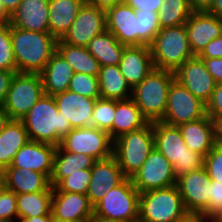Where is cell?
Listing matches in <instances>:
<instances>
[{
	"label": "cell",
	"instance_id": "cell-1",
	"mask_svg": "<svg viewBox=\"0 0 222 222\" xmlns=\"http://www.w3.org/2000/svg\"><path fill=\"white\" fill-rule=\"evenodd\" d=\"M29 140L59 146L73 129L70 122L58 111L53 96L43 95L21 119Z\"/></svg>",
	"mask_w": 222,
	"mask_h": 222
},
{
	"label": "cell",
	"instance_id": "cell-2",
	"mask_svg": "<svg viewBox=\"0 0 222 222\" xmlns=\"http://www.w3.org/2000/svg\"><path fill=\"white\" fill-rule=\"evenodd\" d=\"M17 72L41 73L56 51L57 39L49 32H36L10 26Z\"/></svg>",
	"mask_w": 222,
	"mask_h": 222
},
{
	"label": "cell",
	"instance_id": "cell-3",
	"mask_svg": "<svg viewBox=\"0 0 222 222\" xmlns=\"http://www.w3.org/2000/svg\"><path fill=\"white\" fill-rule=\"evenodd\" d=\"M153 131L154 147L173 165L176 178L204 166V157L185 145L178 126L156 121Z\"/></svg>",
	"mask_w": 222,
	"mask_h": 222
},
{
	"label": "cell",
	"instance_id": "cell-4",
	"mask_svg": "<svg viewBox=\"0 0 222 222\" xmlns=\"http://www.w3.org/2000/svg\"><path fill=\"white\" fill-rule=\"evenodd\" d=\"M175 73L168 70H153L133 88L132 99L148 122L161 121L167 107L170 85Z\"/></svg>",
	"mask_w": 222,
	"mask_h": 222
},
{
	"label": "cell",
	"instance_id": "cell-5",
	"mask_svg": "<svg viewBox=\"0 0 222 222\" xmlns=\"http://www.w3.org/2000/svg\"><path fill=\"white\" fill-rule=\"evenodd\" d=\"M150 49L154 68L172 72L194 57L188 43L185 24L161 28Z\"/></svg>",
	"mask_w": 222,
	"mask_h": 222
},
{
	"label": "cell",
	"instance_id": "cell-6",
	"mask_svg": "<svg viewBox=\"0 0 222 222\" xmlns=\"http://www.w3.org/2000/svg\"><path fill=\"white\" fill-rule=\"evenodd\" d=\"M154 148L153 123L121 135L113 141V156L123 174L131 178L137 172Z\"/></svg>",
	"mask_w": 222,
	"mask_h": 222
},
{
	"label": "cell",
	"instance_id": "cell-7",
	"mask_svg": "<svg viewBox=\"0 0 222 222\" xmlns=\"http://www.w3.org/2000/svg\"><path fill=\"white\" fill-rule=\"evenodd\" d=\"M186 211L177 185L139 195V221L173 222Z\"/></svg>",
	"mask_w": 222,
	"mask_h": 222
},
{
	"label": "cell",
	"instance_id": "cell-8",
	"mask_svg": "<svg viewBox=\"0 0 222 222\" xmlns=\"http://www.w3.org/2000/svg\"><path fill=\"white\" fill-rule=\"evenodd\" d=\"M139 195L131 179L126 178L93 206V214L124 222H137L139 220Z\"/></svg>",
	"mask_w": 222,
	"mask_h": 222
},
{
	"label": "cell",
	"instance_id": "cell-9",
	"mask_svg": "<svg viewBox=\"0 0 222 222\" xmlns=\"http://www.w3.org/2000/svg\"><path fill=\"white\" fill-rule=\"evenodd\" d=\"M44 95L39 73H15L3 109L10 119L20 120Z\"/></svg>",
	"mask_w": 222,
	"mask_h": 222
},
{
	"label": "cell",
	"instance_id": "cell-10",
	"mask_svg": "<svg viewBox=\"0 0 222 222\" xmlns=\"http://www.w3.org/2000/svg\"><path fill=\"white\" fill-rule=\"evenodd\" d=\"M207 115L206 104L194 96L185 86L174 79L170 85L167 107L162 122L180 126Z\"/></svg>",
	"mask_w": 222,
	"mask_h": 222
},
{
	"label": "cell",
	"instance_id": "cell-11",
	"mask_svg": "<svg viewBox=\"0 0 222 222\" xmlns=\"http://www.w3.org/2000/svg\"><path fill=\"white\" fill-rule=\"evenodd\" d=\"M64 151L82 153L95 160L113 155V140L109 133L96 127L72 129L59 145Z\"/></svg>",
	"mask_w": 222,
	"mask_h": 222
},
{
	"label": "cell",
	"instance_id": "cell-12",
	"mask_svg": "<svg viewBox=\"0 0 222 222\" xmlns=\"http://www.w3.org/2000/svg\"><path fill=\"white\" fill-rule=\"evenodd\" d=\"M130 179L139 193L168 188L177 183L173 165L155 147Z\"/></svg>",
	"mask_w": 222,
	"mask_h": 222
},
{
	"label": "cell",
	"instance_id": "cell-13",
	"mask_svg": "<svg viewBox=\"0 0 222 222\" xmlns=\"http://www.w3.org/2000/svg\"><path fill=\"white\" fill-rule=\"evenodd\" d=\"M105 30H107L105 10L84 2L73 24L61 40L72 46L87 47L93 37Z\"/></svg>",
	"mask_w": 222,
	"mask_h": 222
},
{
	"label": "cell",
	"instance_id": "cell-14",
	"mask_svg": "<svg viewBox=\"0 0 222 222\" xmlns=\"http://www.w3.org/2000/svg\"><path fill=\"white\" fill-rule=\"evenodd\" d=\"M175 79L194 96L207 104L215 89L216 82L198 56L186 60L175 72Z\"/></svg>",
	"mask_w": 222,
	"mask_h": 222
},
{
	"label": "cell",
	"instance_id": "cell-15",
	"mask_svg": "<svg viewBox=\"0 0 222 222\" xmlns=\"http://www.w3.org/2000/svg\"><path fill=\"white\" fill-rule=\"evenodd\" d=\"M186 211L202 212L209 204L211 179L205 168L177 178L176 183Z\"/></svg>",
	"mask_w": 222,
	"mask_h": 222
},
{
	"label": "cell",
	"instance_id": "cell-16",
	"mask_svg": "<svg viewBox=\"0 0 222 222\" xmlns=\"http://www.w3.org/2000/svg\"><path fill=\"white\" fill-rule=\"evenodd\" d=\"M188 43L194 56L222 34V18L207 11H193L185 23Z\"/></svg>",
	"mask_w": 222,
	"mask_h": 222
},
{
	"label": "cell",
	"instance_id": "cell-17",
	"mask_svg": "<svg viewBox=\"0 0 222 222\" xmlns=\"http://www.w3.org/2000/svg\"><path fill=\"white\" fill-rule=\"evenodd\" d=\"M51 213L53 219L60 222H89L93 216V205L84 194L53 192Z\"/></svg>",
	"mask_w": 222,
	"mask_h": 222
},
{
	"label": "cell",
	"instance_id": "cell-18",
	"mask_svg": "<svg viewBox=\"0 0 222 222\" xmlns=\"http://www.w3.org/2000/svg\"><path fill=\"white\" fill-rule=\"evenodd\" d=\"M126 178L113 155L96 160L91 168V181L87 190L90 203L94 206L108 191Z\"/></svg>",
	"mask_w": 222,
	"mask_h": 222
},
{
	"label": "cell",
	"instance_id": "cell-19",
	"mask_svg": "<svg viewBox=\"0 0 222 222\" xmlns=\"http://www.w3.org/2000/svg\"><path fill=\"white\" fill-rule=\"evenodd\" d=\"M56 148L51 144L29 140L18 150L9 167L30 169L45 174L50 179Z\"/></svg>",
	"mask_w": 222,
	"mask_h": 222
},
{
	"label": "cell",
	"instance_id": "cell-20",
	"mask_svg": "<svg viewBox=\"0 0 222 222\" xmlns=\"http://www.w3.org/2000/svg\"><path fill=\"white\" fill-rule=\"evenodd\" d=\"M106 12V29L125 46H138V25L135 9L126 3L109 7Z\"/></svg>",
	"mask_w": 222,
	"mask_h": 222
},
{
	"label": "cell",
	"instance_id": "cell-21",
	"mask_svg": "<svg viewBox=\"0 0 222 222\" xmlns=\"http://www.w3.org/2000/svg\"><path fill=\"white\" fill-rule=\"evenodd\" d=\"M58 111L66 118L73 129L92 127V113L95 98H89L67 90L53 96Z\"/></svg>",
	"mask_w": 222,
	"mask_h": 222
},
{
	"label": "cell",
	"instance_id": "cell-22",
	"mask_svg": "<svg viewBox=\"0 0 222 222\" xmlns=\"http://www.w3.org/2000/svg\"><path fill=\"white\" fill-rule=\"evenodd\" d=\"M185 145L205 157L218 141V123L209 116L179 126Z\"/></svg>",
	"mask_w": 222,
	"mask_h": 222
},
{
	"label": "cell",
	"instance_id": "cell-23",
	"mask_svg": "<svg viewBox=\"0 0 222 222\" xmlns=\"http://www.w3.org/2000/svg\"><path fill=\"white\" fill-rule=\"evenodd\" d=\"M49 0H22L12 13L10 26L36 32H49Z\"/></svg>",
	"mask_w": 222,
	"mask_h": 222
},
{
	"label": "cell",
	"instance_id": "cell-24",
	"mask_svg": "<svg viewBox=\"0 0 222 222\" xmlns=\"http://www.w3.org/2000/svg\"><path fill=\"white\" fill-rule=\"evenodd\" d=\"M119 68L129 85L134 88L154 68L150 46H126Z\"/></svg>",
	"mask_w": 222,
	"mask_h": 222
},
{
	"label": "cell",
	"instance_id": "cell-25",
	"mask_svg": "<svg viewBox=\"0 0 222 222\" xmlns=\"http://www.w3.org/2000/svg\"><path fill=\"white\" fill-rule=\"evenodd\" d=\"M5 188L15 194L53 191L50 179L26 168L7 167L4 170Z\"/></svg>",
	"mask_w": 222,
	"mask_h": 222
},
{
	"label": "cell",
	"instance_id": "cell-26",
	"mask_svg": "<svg viewBox=\"0 0 222 222\" xmlns=\"http://www.w3.org/2000/svg\"><path fill=\"white\" fill-rule=\"evenodd\" d=\"M74 70L56 50L40 73L44 94L54 96L68 90Z\"/></svg>",
	"mask_w": 222,
	"mask_h": 222
},
{
	"label": "cell",
	"instance_id": "cell-27",
	"mask_svg": "<svg viewBox=\"0 0 222 222\" xmlns=\"http://www.w3.org/2000/svg\"><path fill=\"white\" fill-rule=\"evenodd\" d=\"M85 0H49V33L60 40L68 32Z\"/></svg>",
	"mask_w": 222,
	"mask_h": 222
},
{
	"label": "cell",
	"instance_id": "cell-28",
	"mask_svg": "<svg viewBox=\"0 0 222 222\" xmlns=\"http://www.w3.org/2000/svg\"><path fill=\"white\" fill-rule=\"evenodd\" d=\"M29 141L28 133L21 120L10 119L0 132V169L12 164L18 150Z\"/></svg>",
	"mask_w": 222,
	"mask_h": 222
},
{
	"label": "cell",
	"instance_id": "cell-29",
	"mask_svg": "<svg viewBox=\"0 0 222 222\" xmlns=\"http://www.w3.org/2000/svg\"><path fill=\"white\" fill-rule=\"evenodd\" d=\"M148 121L142 116L135 101L130 98L126 100H115V115L112 124V140L121 135L144 127Z\"/></svg>",
	"mask_w": 222,
	"mask_h": 222
},
{
	"label": "cell",
	"instance_id": "cell-30",
	"mask_svg": "<svg viewBox=\"0 0 222 222\" xmlns=\"http://www.w3.org/2000/svg\"><path fill=\"white\" fill-rule=\"evenodd\" d=\"M98 82L100 98L115 100L132 98L133 88L122 75L119 65L100 67Z\"/></svg>",
	"mask_w": 222,
	"mask_h": 222
},
{
	"label": "cell",
	"instance_id": "cell-31",
	"mask_svg": "<svg viewBox=\"0 0 222 222\" xmlns=\"http://www.w3.org/2000/svg\"><path fill=\"white\" fill-rule=\"evenodd\" d=\"M95 161L94 158L88 155L64 151L60 146H57L54 154L53 173L50 178L51 186L54 188L71 173L92 168Z\"/></svg>",
	"mask_w": 222,
	"mask_h": 222
},
{
	"label": "cell",
	"instance_id": "cell-32",
	"mask_svg": "<svg viewBox=\"0 0 222 222\" xmlns=\"http://www.w3.org/2000/svg\"><path fill=\"white\" fill-rule=\"evenodd\" d=\"M125 47L111 32L105 30L89 41L87 50L97 59L100 66L103 67L119 65Z\"/></svg>",
	"mask_w": 222,
	"mask_h": 222
},
{
	"label": "cell",
	"instance_id": "cell-33",
	"mask_svg": "<svg viewBox=\"0 0 222 222\" xmlns=\"http://www.w3.org/2000/svg\"><path fill=\"white\" fill-rule=\"evenodd\" d=\"M56 50L71 65L74 72L98 77L101 66L97 59L89 53L87 47L72 46L60 39L57 40Z\"/></svg>",
	"mask_w": 222,
	"mask_h": 222
},
{
	"label": "cell",
	"instance_id": "cell-34",
	"mask_svg": "<svg viewBox=\"0 0 222 222\" xmlns=\"http://www.w3.org/2000/svg\"><path fill=\"white\" fill-rule=\"evenodd\" d=\"M53 191L16 194L19 218L52 215L51 200Z\"/></svg>",
	"mask_w": 222,
	"mask_h": 222
},
{
	"label": "cell",
	"instance_id": "cell-35",
	"mask_svg": "<svg viewBox=\"0 0 222 222\" xmlns=\"http://www.w3.org/2000/svg\"><path fill=\"white\" fill-rule=\"evenodd\" d=\"M193 12L190 0H163L158 18L160 27H176L186 23Z\"/></svg>",
	"mask_w": 222,
	"mask_h": 222
},
{
	"label": "cell",
	"instance_id": "cell-36",
	"mask_svg": "<svg viewBox=\"0 0 222 222\" xmlns=\"http://www.w3.org/2000/svg\"><path fill=\"white\" fill-rule=\"evenodd\" d=\"M138 25V46H150L160 31V22L157 12L135 10Z\"/></svg>",
	"mask_w": 222,
	"mask_h": 222
},
{
	"label": "cell",
	"instance_id": "cell-37",
	"mask_svg": "<svg viewBox=\"0 0 222 222\" xmlns=\"http://www.w3.org/2000/svg\"><path fill=\"white\" fill-rule=\"evenodd\" d=\"M114 115L115 99H96L92 113V127H96L109 133L112 138Z\"/></svg>",
	"mask_w": 222,
	"mask_h": 222
},
{
	"label": "cell",
	"instance_id": "cell-38",
	"mask_svg": "<svg viewBox=\"0 0 222 222\" xmlns=\"http://www.w3.org/2000/svg\"><path fill=\"white\" fill-rule=\"evenodd\" d=\"M91 181V168L82 169L80 172L71 173L63 178L54 188L53 192H72L87 195Z\"/></svg>",
	"mask_w": 222,
	"mask_h": 222
},
{
	"label": "cell",
	"instance_id": "cell-39",
	"mask_svg": "<svg viewBox=\"0 0 222 222\" xmlns=\"http://www.w3.org/2000/svg\"><path fill=\"white\" fill-rule=\"evenodd\" d=\"M68 90L89 98H100L98 77L85 73L75 72L70 80Z\"/></svg>",
	"mask_w": 222,
	"mask_h": 222
},
{
	"label": "cell",
	"instance_id": "cell-40",
	"mask_svg": "<svg viewBox=\"0 0 222 222\" xmlns=\"http://www.w3.org/2000/svg\"><path fill=\"white\" fill-rule=\"evenodd\" d=\"M0 70L17 71L11 42L10 24H0Z\"/></svg>",
	"mask_w": 222,
	"mask_h": 222
},
{
	"label": "cell",
	"instance_id": "cell-41",
	"mask_svg": "<svg viewBox=\"0 0 222 222\" xmlns=\"http://www.w3.org/2000/svg\"><path fill=\"white\" fill-rule=\"evenodd\" d=\"M211 180L222 182V142L217 141L212 150L204 157V166Z\"/></svg>",
	"mask_w": 222,
	"mask_h": 222
},
{
	"label": "cell",
	"instance_id": "cell-42",
	"mask_svg": "<svg viewBox=\"0 0 222 222\" xmlns=\"http://www.w3.org/2000/svg\"><path fill=\"white\" fill-rule=\"evenodd\" d=\"M0 219L18 220L16 194L6 188L0 194Z\"/></svg>",
	"mask_w": 222,
	"mask_h": 222
},
{
	"label": "cell",
	"instance_id": "cell-43",
	"mask_svg": "<svg viewBox=\"0 0 222 222\" xmlns=\"http://www.w3.org/2000/svg\"><path fill=\"white\" fill-rule=\"evenodd\" d=\"M222 208V182L211 180L210 200L208 206L202 213L210 220Z\"/></svg>",
	"mask_w": 222,
	"mask_h": 222
},
{
	"label": "cell",
	"instance_id": "cell-44",
	"mask_svg": "<svg viewBox=\"0 0 222 222\" xmlns=\"http://www.w3.org/2000/svg\"><path fill=\"white\" fill-rule=\"evenodd\" d=\"M206 113L216 123L222 120V82L216 83L212 96L206 104Z\"/></svg>",
	"mask_w": 222,
	"mask_h": 222
},
{
	"label": "cell",
	"instance_id": "cell-45",
	"mask_svg": "<svg viewBox=\"0 0 222 222\" xmlns=\"http://www.w3.org/2000/svg\"><path fill=\"white\" fill-rule=\"evenodd\" d=\"M124 3L135 10L153 11L159 13L163 0H124Z\"/></svg>",
	"mask_w": 222,
	"mask_h": 222
},
{
	"label": "cell",
	"instance_id": "cell-46",
	"mask_svg": "<svg viewBox=\"0 0 222 222\" xmlns=\"http://www.w3.org/2000/svg\"><path fill=\"white\" fill-rule=\"evenodd\" d=\"M199 58H220L222 57V34L211 40L202 52L198 55Z\"/></svg>",
	"mask_w": 222,
	"mask_h": 222
},
{
	"label": "cell",
	"instance_id": "cell-47",
	"mask_svg": "<svg viewBox=\"0 0 222 222\" xmlns=\"http://www.w3.org/2000/svg\"><path fill=\"white\" fill-rule=\"evenodd\" d=\"M204 61L207 71L213 76L216 83L222 82V57L200 58Z\"/></svg>",
	"mask_w": 222,
	"mask_h": 222
},
{
	"label": "cell",
	"instance_id": "cell-48",
	"mask_svg": "<svg viewBox=\"0 0 222 222\" xmlns=\"http://www.w3.org/2000/svg\"><path fill=\"white\" fill-rule=\"evenodd\" d=\"M17 71L0 70V107L3 106L10 88L12 78Z\"/></svg>",
	"mask_w": 222,
	"mask_h": 222
},
{
	"label": "cell",
	"instance_id": "cell-49",
	"mask_svg": "<svg viewBox=\"0 0 222 222\" xmlns=\"http://www.w3.org/2000/svg\"><path fill=\"white\" fill-rule=\"evenodd\" d=\"M173 222H210L202 212L197 211H185L179 218Z\"/></svg>",
	"mask_w": 222,
	"mask_h": 222
},
{
	"label": "cell",
	"instance_id": "cell-50",
	"mask_svg": "<svg viewBox=\"0 0 222 222\" xmlns=\"http://www.w3.org/2000/svg\"><path fill=\"white\" fill-rule=\"evenodd\" d=\"M193 11H208L213 5V0H190Z\"/></svg>",
	"mask_w": 222,
	"mask_h": 222
},
{
	"label": "cell",
	"instance_id": "cell-51",
	"mask_svg": "<svg viewBox=\"0 0 222 222\" xmlns=\"http://www.w3.org/2000/svg\"><path fill=\"white\" fill-rule=\"evenodd\" d=\"M85 2L98 6L104 10L109 7L124 3V0H85Z\"/></svg>",
	"mask_w": 222,
	"mask_h": 222
},
{
	"label": "cell",
	"instance_id": "cell-52",
	"mask_svg": "<svg viewBox=\"0 0 222 222\" xmlns=\"http://www.w3.org/2000/svg\"><path fill=\"white\" fill-rule=\"evenodd\" d=\"M53 219L52 215H44V216H34V217H26L19 218L17 222H51Z\"/></svg>",
	"mask_w": 222,
	"mask_h": 222
},
{
	"label": "cell",
	"instance_id": "cell-53",
	"mask_svg": "<svg viewBox=\"0 0 222 222\" xmlns=\"http://www.w3.org/2000/svg\"><path fill=\"white\" fill-rule=\"evenodd\" d=\"M207 12L222 18V0H213V5Z\"/></svg>",
	"mask_w": 222,
	"mask_h": 222
},
{
	"label": "cell",
	"instance_id": "cell-54",
	"mask_svg": "<svg viewBox=\"0 0 222 222\" xmlns=\"http://www.w3.org/2000/svg\"><path fill=\"white\" fill-rule=\"evenodd\" d=\"M7 12L12 15V13L17 9L18 5L22 0H1Z\"/></svg>",
	"mask_w": 222,
	"mask_h": 222
},
{
	"label": "cell",
	"instance_id": "cell-55",
	"mask_svg": "<svg viewBox=\"0 0 222 222\" xmlns=\"http://www.w3.org/2000/svg\"><path fill=\"white\" fill-rule=\"evenodd\" d=\"M11 15L5 9L2 1L0 0V24H10Z\"/></svg>",
	"mask_w": 222,
	"mask_h": 222
},
{
	"label": "cell",
	"instance_id": "cell-56",
	"mask_svg": "<svg viewBox=\"0 0 222 222\" xmlns=\"http://www.w3.org/2000/svg\"><path fill=\"white\" fill-rule=\"evenodd\" d=\"M10 118L5 112L3 107H0V132L4 129L5 125L9 122Z\"/></svg>",
	"mask_w": 222,
	"mask_h": 222
},
{
	"label": "cell",
	"instance_id": "cell-57",
	"mask_svg": "<svg viewBox=\"0 0 222 222\" xmlns=\"http://www.w3.org/2000/svg\"><path fill=\"white\" fill-rule=\"evenodd\" d=\"M89 222H124L121 220H116V219H110V218H105L102 216H96L93 214Z\"/></svg>",
	"mask_w": 222,
	"mask_h": 222
},
{
	"label": "cell",
	"instance_id": "cell-58",
	"mask_svg": "<svg viewBox=\"0 0 222 222\" xmlns=\"http://www.w3.org/2000/svg\"><path fill=\"white\" fill-rule=\"evenodd\" d=\"M5 188L4 170L0 169V194Z\"/></svg>",
	"mask_w": 222,
	"mask_h": 222
},
{
	"label": "cell",
	"instance_id": "cell-59",
	"mask_svg": "<svg viewBox=\"0 0 222 222\" xmlns=\"http://www.w3.org/2000/svg\"><path fill=\"white\" fill-rule=\"evenodd\" d=\"M210 221L211 222H222V208Z\"/></svg>",
	"mask_w": 222,
	"mask_h": 222
},
{
	"label": "cell",
	"instance_id": "cell-60",
	"mask_svg": "<svg viewBox=\"0 0 222 222\" xmlns=\"http://www.w3.org/2000/svg\"><path fill=\"white\" fill-rule=\"evenodd\" d=\"M218 140L222 142V120L218 122Z\"/></svg>",
	"mask_w": 222,
	"mask_h": 222
},
{
	"label": "cell",
	"instance_id": "cell-61",
	"mask_svg": "<svg viewBox=\"0 0 222 222\" xmlns=\"http://www.w3.org/2000/svg\"><path fill=\"white\" fill-rule=\"evenodd\" d=\"M0 222H13V221H9V220H6V219H0Z\"/></svg>",
	"mask_w": 222,
	"mask_h": 222
},
{
	"label": "cell",
	"instance_id": "cell-62",
	"mask_svg": "<svg viewBox=\"0 0 222 222\" xmlns=\"http://www.w3.org/2000/svg\"><path fill=\"white\" fill-rule=\"evenodd\" d=\"M51 222H60V221H57V220H55V219H52Z\"/></svg>",
	"mask_w": 222,
	"mask_h": 222
}]
</instances>
